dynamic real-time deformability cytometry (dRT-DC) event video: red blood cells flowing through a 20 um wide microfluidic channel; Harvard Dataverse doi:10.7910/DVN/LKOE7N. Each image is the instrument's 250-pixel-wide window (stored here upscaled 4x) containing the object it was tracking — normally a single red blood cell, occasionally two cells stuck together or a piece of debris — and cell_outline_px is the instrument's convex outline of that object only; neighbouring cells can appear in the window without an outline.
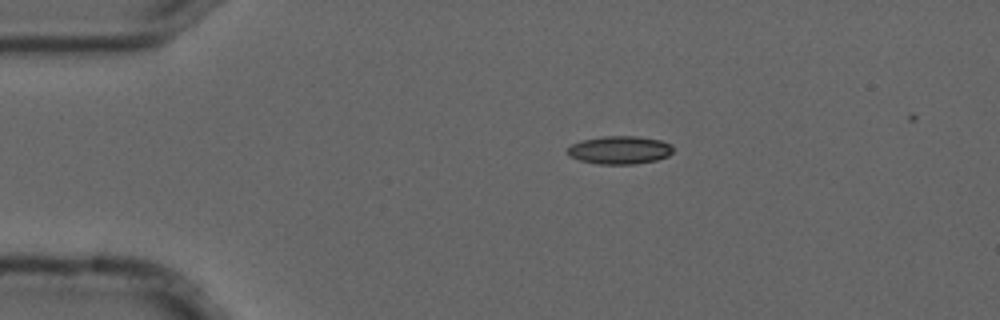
{"species": "common noctule bat (a hibernating species)", "species_latin": "Nyctalus noctula", "temperature_condition": "cold", "stored_images_in_passage": 6, "camera_frame_rate_fps": 3000, "um_per_image_px": 0.085, "animal": {"sex": "male", "forearm_length_mm": 52.5}, "frame": {"image": 1, "passage_image": 1, "time_ms": 0.0, "image_size_px": [1000, 320], "cell_outline_px": [[672, 152], [668, 156], [656, 160], [636, 164], [600, 164], [580, 160], [568, 156], [568, 148], [572, 144], [580, 140], [604, 136], [636, 136], [660, 140], [672, 144]], "centroid_in_image_um": [52.67, 12.75], "position_along_channel_um": 32.3, "area_um2": 17.28}}